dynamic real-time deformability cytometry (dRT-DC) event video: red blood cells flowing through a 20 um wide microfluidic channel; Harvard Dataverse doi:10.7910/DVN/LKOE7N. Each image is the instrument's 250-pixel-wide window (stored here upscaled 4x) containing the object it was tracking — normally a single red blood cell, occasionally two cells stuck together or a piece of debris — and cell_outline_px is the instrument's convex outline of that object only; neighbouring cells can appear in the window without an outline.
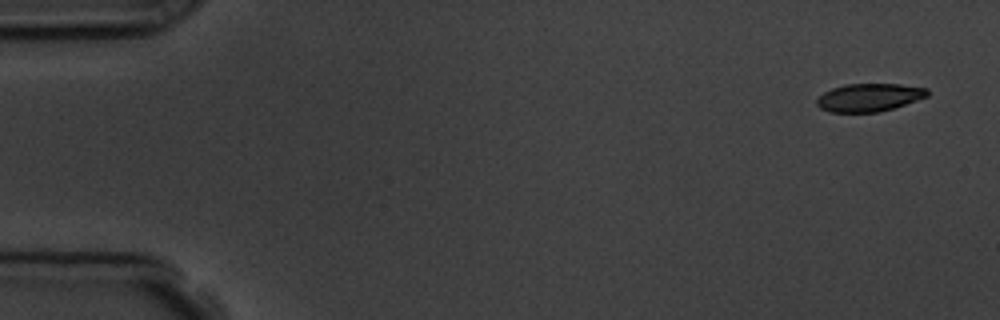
{"species": "common noctule bat (a hibernating species)", "species_latin": "Nyctalus noctula", "temperature_condition": "room temperature", "stored_images_in_passage": 5, "camera_frame_rate_fps": 3000, "um_per_image_px": 0.085, "animal": {"sex": "male", "body_mass_g": 19.5, "forearm_length_mm": 54.6}, "frame": {"image": 1, "passage_image": 1, "time_ms": 0.0, "image_size_px": [1000, 320], "cell_outline_px": [[928, 96], [880, 112], [828, 112], [820, 108], [816, 104], [816, 100], [824, 92], [832, 88], [844, 84], [900, 84], [928, 88]], "centroid_in_image_um": [73.85, 8.28], "position_along_channel_um": 11.1, "area_um2": 17.98}}
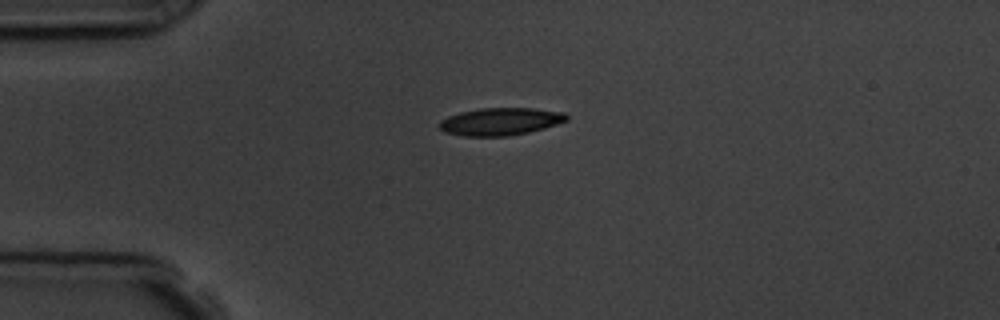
{"frame": {"image": 2, "passage_image": 4, "time_ms": 3.667, "image_size_px": [1000, 320], "cell_outline_px": [[568, 120], [544, 128], [528, 132], [508, 136], [464, 136], [444, 132], [440, 128], [440, 120], [448, 116], [460, 112], [480, 108], [532, 108], [564, 112], [568, 116]], "centroid_in_image_um": [42.53, 10.33], "position_along_channel_um": 42.5, "area_um2": 20.35}}